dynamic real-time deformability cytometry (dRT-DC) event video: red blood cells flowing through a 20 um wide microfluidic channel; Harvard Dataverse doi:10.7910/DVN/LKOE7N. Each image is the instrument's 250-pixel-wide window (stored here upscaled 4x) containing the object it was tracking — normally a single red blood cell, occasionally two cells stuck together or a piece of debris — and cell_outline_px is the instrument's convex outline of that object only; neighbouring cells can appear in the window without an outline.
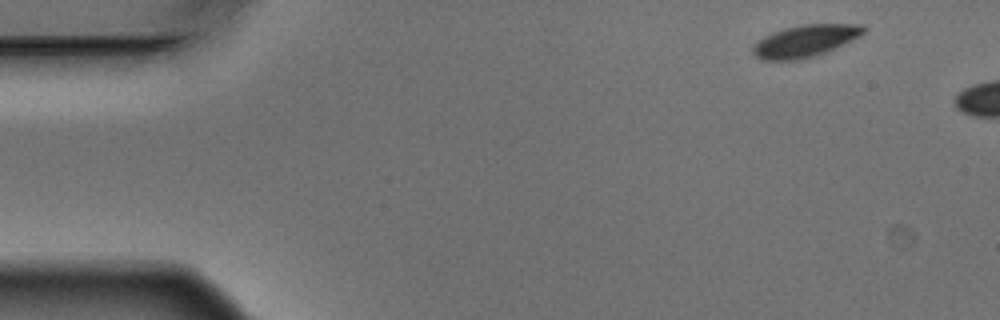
{"species": "Egyptian fruit bat (a non-hibernating species)", "species_latin": "Rousettus aegyptiacus", "temperature_condition": "warm", "stored_images_in_passage": 2, "camera_frame_rate_fps": 3000, "um_per_image_px": 0.085, "animal": {"sex": "male"}, "frame": {"image": 1, "passage_image": 1, "time_ms": 0.0, "image_size_px": [1000, 320], "cell_outline_px": [[868, 28], [860, 36], [852, 40], [816, 56], [796, 60], [760, 60], [752, 52], [752, 48], [764, 36], [772, 32], [784, 28], [800, 24], [864, 24]], "centroid_in_image_um": [68.46, 3.47], "position_along_channel_um": 16.5, "area_um2": 20.69}}